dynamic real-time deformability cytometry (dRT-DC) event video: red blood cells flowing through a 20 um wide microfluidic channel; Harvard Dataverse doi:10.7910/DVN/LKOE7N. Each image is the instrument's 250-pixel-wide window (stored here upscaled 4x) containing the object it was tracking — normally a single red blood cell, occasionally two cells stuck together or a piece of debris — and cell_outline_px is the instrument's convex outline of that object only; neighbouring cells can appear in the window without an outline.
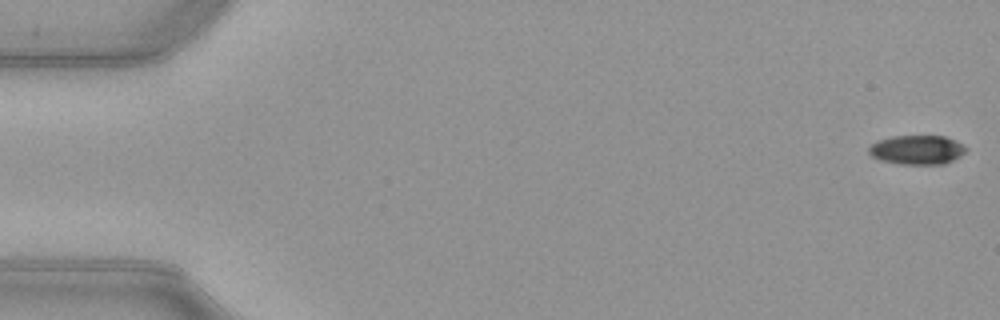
{"species": "common noctule bat (a hibernating species)", "species_latin": "Nyctalus noctula", "temperature_condition": "warm", "stored_images_in_passage": 52, "camera_frame_rate_fps": 3000, "um_per_image_px": 0.085, "animal": {"sex": "female", "body_mass_g": 21.9}, "frame": {"image": 1, "passage_image": 1, "time_ms": 0.0, "image_size_px": [1000, 320], "cell_outline_px": [[968, 148], [960, 156], [944, 164], [900, 164], [880, 160], [872, 156], [868, 152], [868, 148], [876, 140], [892, 136], [944, 136], [956, 140]], "centroid_in_image_um": [77.94, 12.73], "position_along_channel_um": 7.1, "area_um2": 16.59}}
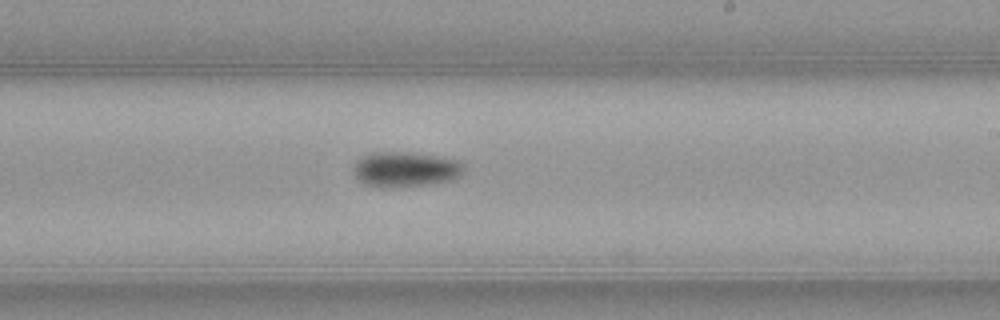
{"frame": {"image": 2, "passage_image": 31, "time_ms": 10.0, "image_size_px": [1000, 320], "cell_outline_px": [[464, 172], [460, 176], [452, 180], [432, 184], [392, 188], [380, 188], [364, 184], [356, 176], [352, 168], [356, 160], [372, 152], [412, 152], [436, 156], [456, 160], [464, 164]], "centroid_in_image_um": [34.46, 14.41], "position_along_channel_um": 254.5, "area_um2": 22.95}}
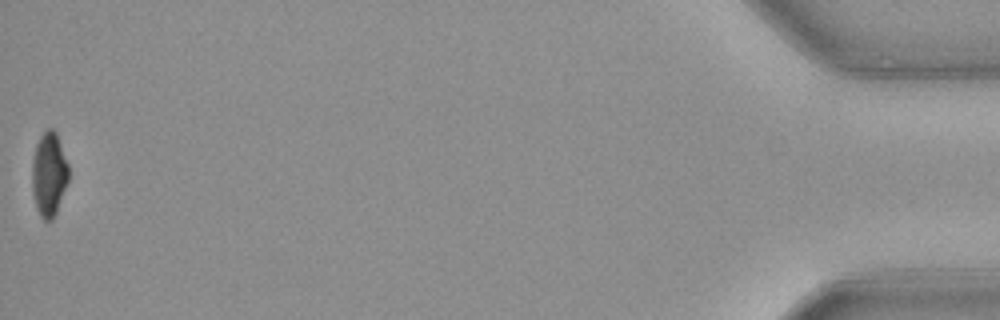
{"frame": {"image": 3, "passage_image": 52, "time_ms": 17.0, "image_size_px": [1000, 320], "cell_outline_px": [[68, 180], [56, 212], [52, 220], [44, 220], [40, 216], [36, 208], [32, 188], [32, 164], [36, 144], [40, 136], [48, 128], [52, 128], [56, 132], [68, 164]], "centroid_in_image_um": [4.15, 14.81], "position_along_channel_um": 431.0, "area_um2": 17.69}, "authors_computed_cell_mechanics": {"area_um2": 19.652, "velocity_mm_per_s": 4.007, "shape_relaxation_time_tau1_ms": 4.8156, "shape_relaxation_time_tau2_ms": null, "deformation_change_tau1": 0.1397, "deformation_change_tau2": null}}